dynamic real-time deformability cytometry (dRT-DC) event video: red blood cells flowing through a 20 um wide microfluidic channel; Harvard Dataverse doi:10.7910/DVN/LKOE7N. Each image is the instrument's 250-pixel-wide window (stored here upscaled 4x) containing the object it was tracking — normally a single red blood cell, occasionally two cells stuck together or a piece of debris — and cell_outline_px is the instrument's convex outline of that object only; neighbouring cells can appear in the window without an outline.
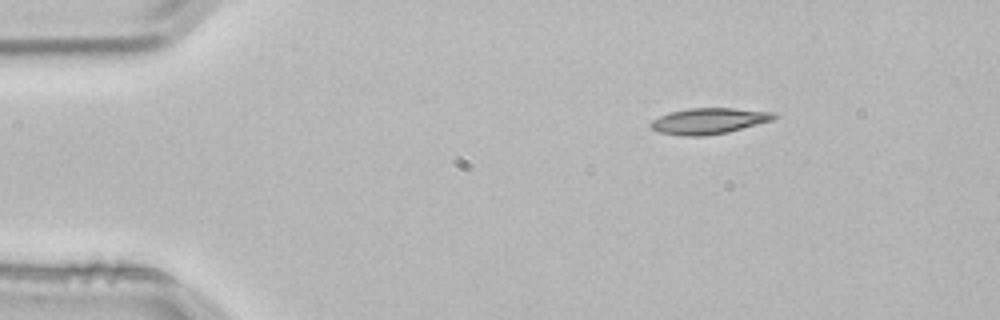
{"species": "common noctule bat (a hibernating species)", "species_latin": "Nyctalus noctula", "temperature_condition": "room temperature", "stored_images_in_passage": 3, "camera_frame_rate_fps": 3000, "um_per_image_px": 0.085, "animal": {"sex": "male", "body_mass_g": 21.5, "forearm_length_mm": 52.0}, "frame": {"image": 1, "passage_image": 1, "time_ms": 0.0, "image_size_px": [1000, 320], "cell_outline_px": [[776, 116], [772, 120], [728, 132], [704, 136], [684, 136], [660, 132], [652, 128], [648, 124], [652, 120], [668, 112], [688, 108], [732, 108], [776, 112]], "centroid_in_image_um": [60.23, 10.27], "position_along_channel_um": 24.8, "area_um2": 18.61}}
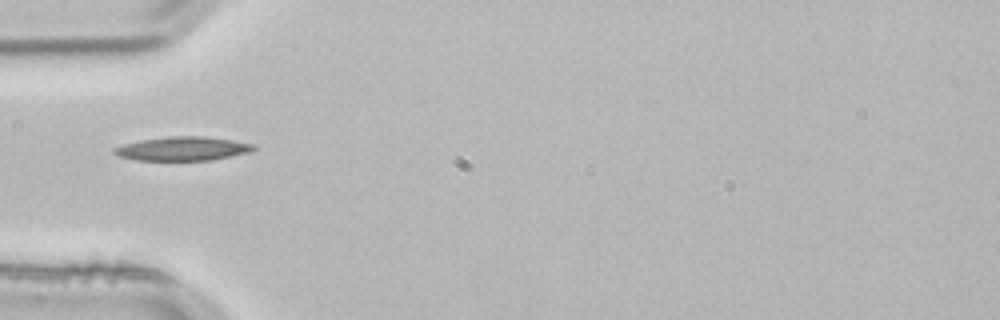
{"frame": {"image": 2, "passage_image": 3, "time_ms": 0.667, "image_size_px": [1000, 320], "cell_outline_px": [[256, 148], [248, 152], [212, 160], [136, 160], [116, 156], [112, 152], [112, 148], [124, 144], [140, 140], [168, 136], [204, 136], [232, 140], [256, 144]], "centroid_in_image_um": [15.49, 12.63], "position_along_channel_um": 69.5, "area_um2": 19.48}}